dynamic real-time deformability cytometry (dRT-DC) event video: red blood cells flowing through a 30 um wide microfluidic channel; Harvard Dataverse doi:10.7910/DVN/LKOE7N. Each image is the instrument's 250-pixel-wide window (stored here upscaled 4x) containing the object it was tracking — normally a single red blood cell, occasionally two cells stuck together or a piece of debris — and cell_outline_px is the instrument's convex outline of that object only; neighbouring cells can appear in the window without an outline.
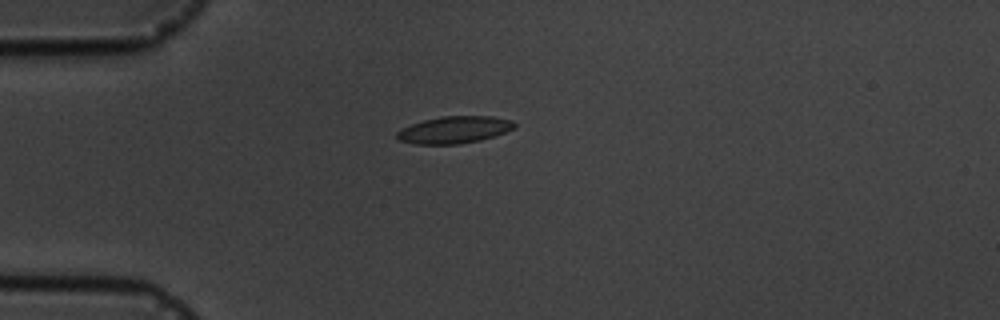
{"species": "common noctule bat (a hibernating species)", "species_latin": "Nyctalus noctula", "temperature_condition": "cold", "stored_images_in_passage": 12, "camera_frame_rate_fps": 3000, "um_per_image_px": 0.085, "animal": {"sex": "male", "body_mass_g": 19.5, "forearm_length_mm": 54.6}, "frame": {"image": 1, "passage_image": 1, "time_ms": 0.0, "image_size_px": [1000, 320], "cell_outline_px": [[516, 128], [496, 136], [480, 140], [460, 144], [416, 144], [400, 140], [396, 136], [396, 132], [400, 128], [424, 120], [440, 116], [492, 116], [512, 120], [516, 124]], "centroid_in_image_um": [38.64, 11.03], "position_along_channel_um": 46.4, "area_um2": 18.67}}
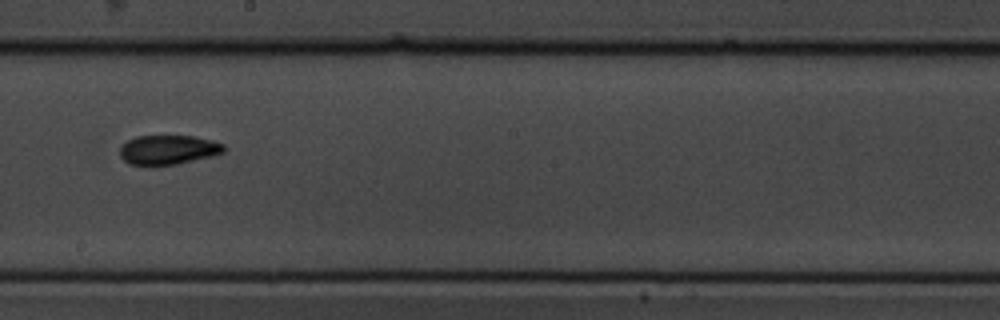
{"frame": {"image": 2, "passage_image": 6, "time_ms": 5.667, "image_size_px": [1000, 320], "cell_outline_px": [[228, 148], [224, 152], [176, 164], [152, 168], [128, 164], [120, 156], [120, 148], [128, 140], [136, 136], [192, 136], [212, 140], [224, 144]], "centroid_in_image_um": [14.26, 12.76], "position_along_channel_um": 233.9, "area_um2": 18.15}}
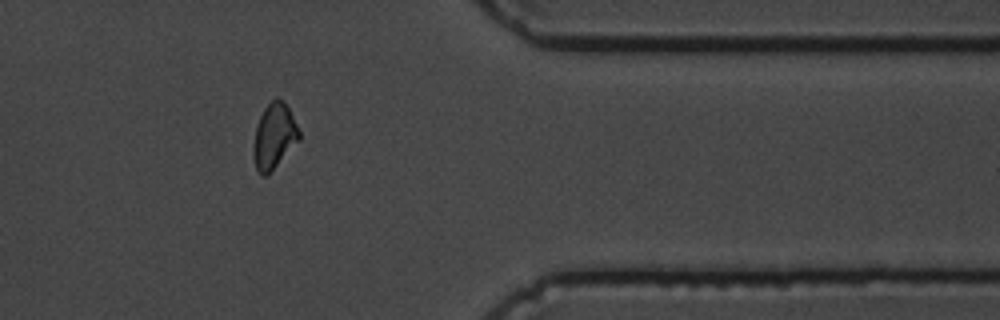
{"frame": {"image": 3, "passage_image": 10, "time_ms": 10.333, "image_size_px": [1000, 320], "cell_outline_px": [[300, 140], [264, 176], [256, 168], [252, 156], [252, 152], [256, 128], [260, 116], [264, 108], [276, 96], [284, 100], [300, 132]], "centroid_in_image_um": [23.29, 11.52], "position_along_channel_um": 388.1, "area_um2": 16.99}, "authors_computed_cell_mechanics": {"area_um2": 17.5712, "velocity_mm_per_s": 3.638, "shape_relaxation_time_tau1_ms": 4.4535, "shape_relaxation_time_tau2_ms": 2.3595, "deformation_change_tau1": 0.0823, "deformation_change_tau2": 0.0446}}